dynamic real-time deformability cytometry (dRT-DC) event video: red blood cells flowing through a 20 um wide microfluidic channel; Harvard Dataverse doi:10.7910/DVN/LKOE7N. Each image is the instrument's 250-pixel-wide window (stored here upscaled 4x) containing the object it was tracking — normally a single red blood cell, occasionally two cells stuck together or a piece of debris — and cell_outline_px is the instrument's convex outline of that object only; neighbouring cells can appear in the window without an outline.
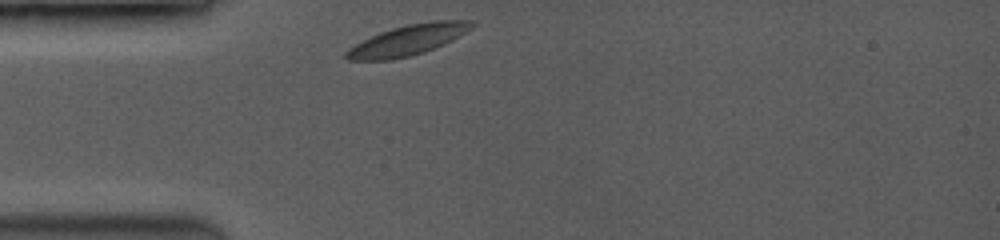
{"species": "common noctule bat (a hibernating species)", "species_latin": "Nyctalus noctula", "temperature_condition": "room temperature", "stored_images_in_passage": 4, "camera_frame_rate_fps": 3500, "um_per_image_px": 0.085, "animal": {"sex": "female", "body_mass_g": 19.0, "forearm_length_mm": 53.3}, "frame": {"image": 1, "passage_image": 1, "time_ms": 0.0, "image_size_px": [1000, 240], "cell_outline_px": [[476, 24], [472, 28], [452, 40], [444, 44], [424, 52], [392, 60], [348, 60], [344, 56], [344, 52], [348, 48], [380, 32], [392, 28], [408, 24], [432, 20], [476, 20]], "centroid_in_image_um": [34.7, 3.39], "position_along_channel_um": 50.3, "area_um2": 22.25}}